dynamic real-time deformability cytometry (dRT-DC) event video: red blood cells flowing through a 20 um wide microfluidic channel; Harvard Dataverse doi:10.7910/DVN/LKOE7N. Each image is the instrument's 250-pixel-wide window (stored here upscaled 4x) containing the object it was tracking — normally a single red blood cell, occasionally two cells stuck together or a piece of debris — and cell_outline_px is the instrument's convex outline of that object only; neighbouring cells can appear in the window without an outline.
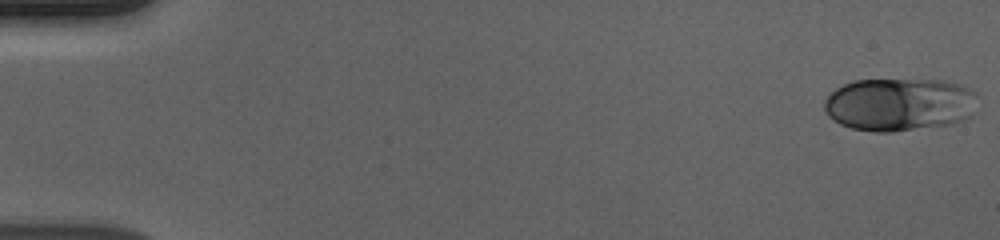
{"species": "human", "species_latin": "Homo sapiens", "temperature_condition": "cold", "stored_images_in_passage": 56, "camera_frame_rate_fps": 3000, "um_per_image_px": 0.085, "donor": {"sex": "male"}, "frame": {"image": 1, "passage_image": 1, "time_ms": 0.0, "image_size_px": [1000, 240], "cell_outline_px": [[976, 96], [972, 116], [964, 120], [952, 124], [892, 132], [872, 132], [852, 128], [840, 124], [832, 120], [828, 116], [824, 108], [824, 100], [836, 88], [844, 84], [856, 80], [944, 80], [968, 88], [976, 92]], "centroid_in_image_um": [76.44, 8.89], "position_along_channel_um": 8.6, "area_um2": 47.57}}
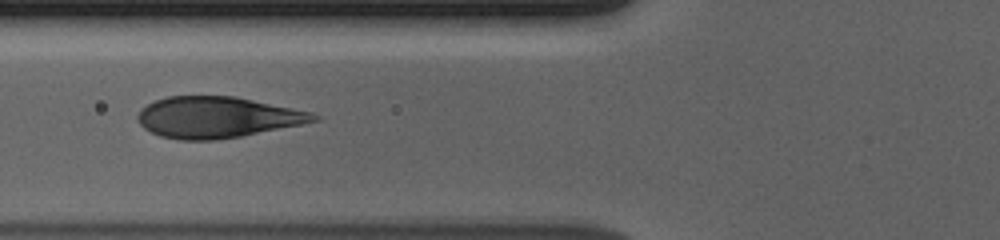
{"frame": {"image": 2, "passage_image": 22, "time_ms": 7.0, "image_size_px": [1000, 240], "cell_outline_px": [[320, 120], [240, 136], [216, 140], [180, 140], [160, 136], [144, 128], [140, 124], [136, 116], [140, 108], [156, 100], [168, 96], [236, 96], [312, 112], [320, 116]], "centroid_in_image_um": [18.43, 9.96], "position_along_channel_um": 107.4, "area_um2": 42.02}}
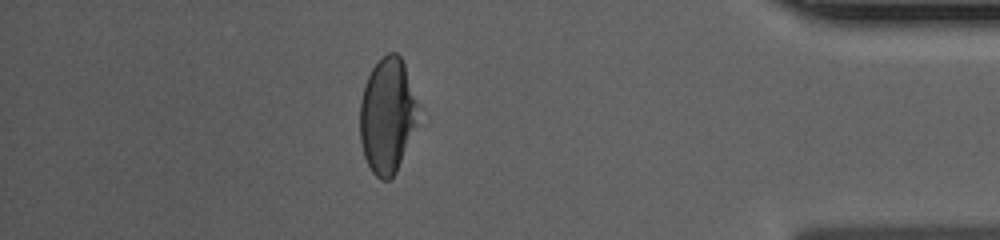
{"frame": {"image": 3, "passage_image": 49, "time_ms": 16.0, "image_size_px": [1000, 240], "cell_outline_px": [[420, 104], [416, 124], [396, 172], [388, 180], [380, 180], [372, 172], [364, 156], [360, 140], [360, 100], [364, 84], [372, 68], [388, 52], [396, 52], [400, 56], [404, 64]], "centroid_in_image_um": [32.92, 9.8], "position_along_channel_um": 402.3, "area_um2": 39.19}, "authors_computed_cell_mechanics": {"area_um2": 43.3789, "velocity_mm_per_s": 3.6763, "shape_relaxation_time_tau1_ms": 5.8184, "shape_relaxation_time_tau2_ms": null, "deformation_change_tau1": 0.1977, "deformation_change_tau2": null}}